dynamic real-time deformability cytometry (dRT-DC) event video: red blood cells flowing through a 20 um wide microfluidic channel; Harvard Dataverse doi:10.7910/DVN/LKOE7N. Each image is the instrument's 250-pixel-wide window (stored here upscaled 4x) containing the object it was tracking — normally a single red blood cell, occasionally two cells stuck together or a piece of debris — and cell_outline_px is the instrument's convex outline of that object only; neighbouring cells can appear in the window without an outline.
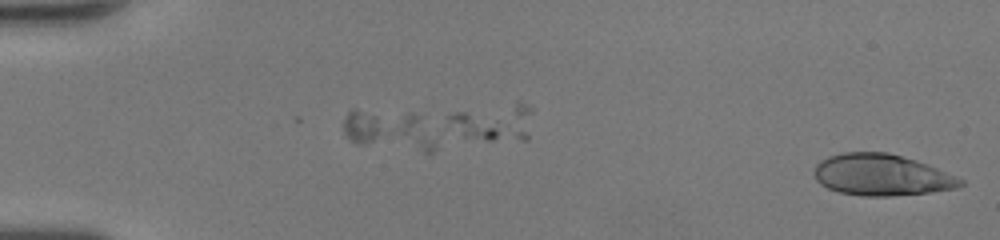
{"species": "human", "species_latin": "Homo sapiens", "temperature_condition": "room temperature", "stored_images_in_passage": 5, "camera_frame_rate_fps": 3000, "um_per_image_px": 0.085, "donor": {"sex": "female"}, "frame": {"image": 1, "passage_image": 5, "time_ms": 1.333, "image_size_px": [1000, 240], "cell_outline_px": [[964, 184], [956, 188], [928, 192], [892, 196], [860, 196], [840, 192], [828, 188], [820, 184], [816, 180], [816, 164], [820, 160], [828, 156], [844, 152], [888, 152], [916, 160], [936, 168], [964, 180]], "centroid_in_image_um": [74.92, 14.87], "position_along_channel_um": 10.1, "area_um2": 35.08}}